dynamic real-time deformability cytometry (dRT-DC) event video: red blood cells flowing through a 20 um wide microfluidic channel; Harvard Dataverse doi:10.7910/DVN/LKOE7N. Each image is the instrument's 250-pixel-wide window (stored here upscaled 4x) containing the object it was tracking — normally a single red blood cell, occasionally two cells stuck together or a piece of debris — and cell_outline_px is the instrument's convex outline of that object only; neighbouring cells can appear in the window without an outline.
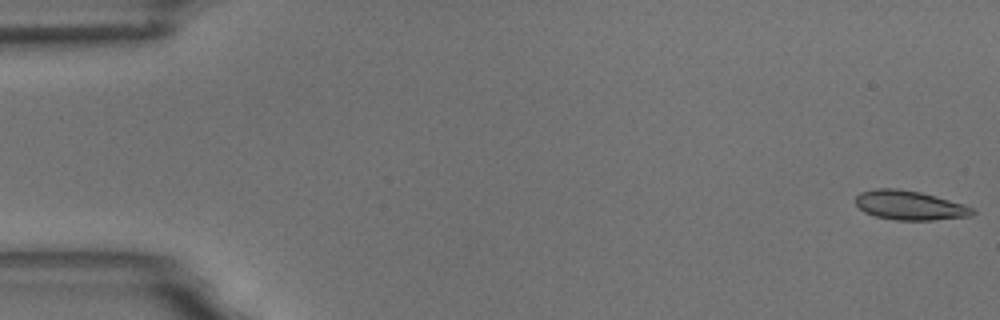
{"species": "common noctule bat (a hibernating species)", "species_latin": "Nyctalus noctula", "temperature_condition": "room temperature", "stored_images_in_passage": 18, "camera_frame_rate_fps": 3000, "um_per_image_px": 0.085, "animal": {"sex": "male", "body_mass_g": 18.8}, "frame": {"image": 1, "passage_image": 1, "time_ms": 0.0, "image_size_px": [1000, 320], "cell_outline_px": [[976, 212], [972, 216], [932, 220], [896, 220], [876, 216], [864, 212], [856, 204], [856, 196], [860, 192], [876, 188], [896, 188], [920, 192], [936, 196], [964, 204], [972, 208]], "centroid_in_image_um": [77.33, 17.45], "position_along_channel_um": 7.7, "area_um2": 19.94}}
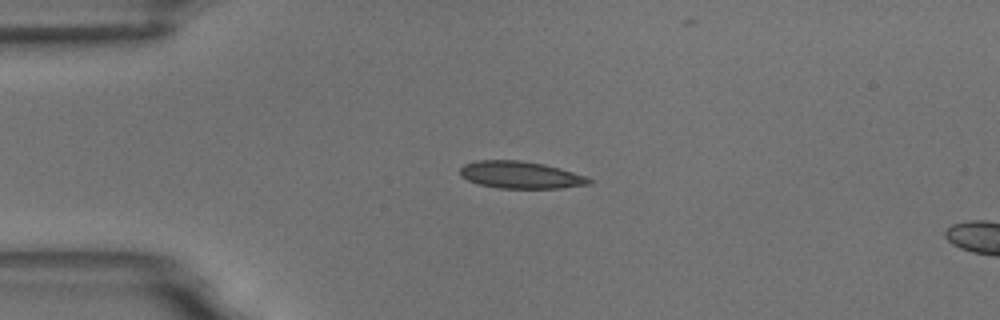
{"frame": {"image": 2, "passage_image": 14, "time_ms": 4.333, "image_size_px": [1000, 320], "cell_outline_px": [[592, 184], [560, 188], [500, 188], [480, 184], [468, 180], [460, 176], [460, 168], [464, 164], [476, 160], [520, 160], [544, 164], [560, 168], [584, 176], [592, 180]], "centroid_in_image_um": [44.23, 14.86], "position_along_channel_um": 40.8, "area_um2": 20.35}}